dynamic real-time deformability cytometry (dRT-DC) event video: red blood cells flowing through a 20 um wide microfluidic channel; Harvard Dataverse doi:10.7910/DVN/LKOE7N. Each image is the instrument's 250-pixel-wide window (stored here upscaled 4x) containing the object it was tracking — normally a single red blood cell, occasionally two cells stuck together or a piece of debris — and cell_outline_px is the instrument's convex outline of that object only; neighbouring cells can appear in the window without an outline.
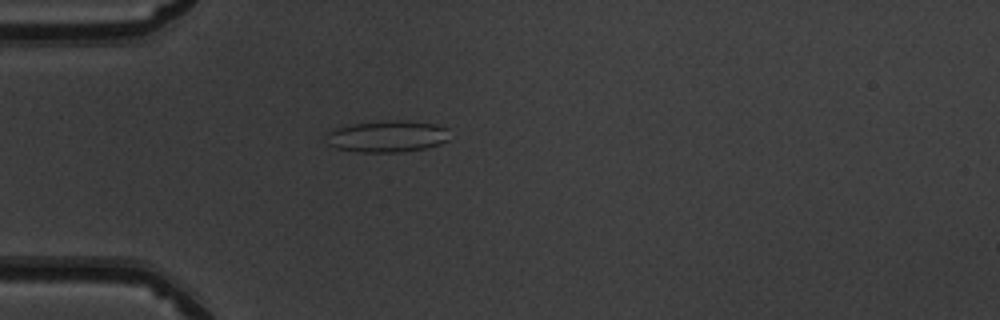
{"species": "common noctule bat (a hibernating species)", "species_latin": "Nyctalus noctula", "temperature_condition": "warm", "stored_images_in_passage": 51, "camera_frame_rate_fps": 3000, "um_per_image_px": 0.085, "animal": {"sex": "male", "body_mass_g": 19.5, "forearm_length_mm": 54.6}, "frame": {"image": 1, "passage_image": 15, "time_ms": 4.667, "image_size_px": [1000, 320], "cell_outline_px": [[448, 140], [440, 144], [424, 148], [400, 152], [360, 152], [336, 148], [328, 144], [328, 132], [336, 128], [352, 124], [380, 120], [408, 120], [436, 124], [448, 128]], "centroid_in_image_um": [32.95, 11.57], "position_along_channel_um": 52.1, "area_um2": 22.83}}
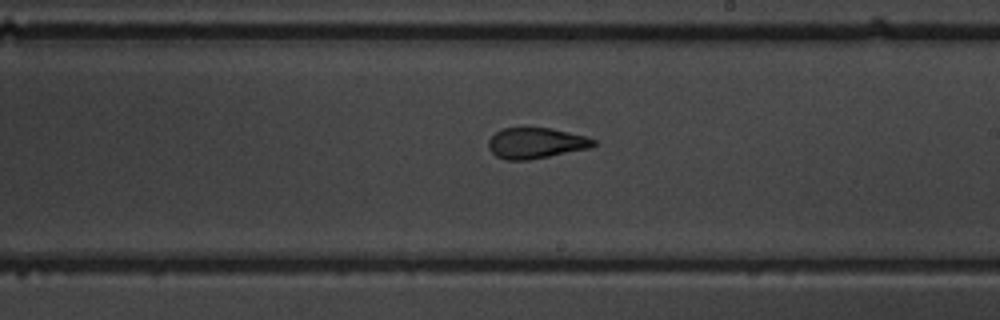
{"frame": {"image": 2, "passage_image": 30, "time_ms": 9.667, "image_size_px": [1000, 320], "cell_outline_px": [[596, 144], [588, 148], [528, 160], [504, 160], [496, 156], [488, 148], [488, 140], [496, 132], [504, 128], [552, 128], [584, 136], [596, 140]], "centroid_in_image_um": [45.51, 12.16], "position_along_channel_um": 243.5, "area_um2": 18.61}}
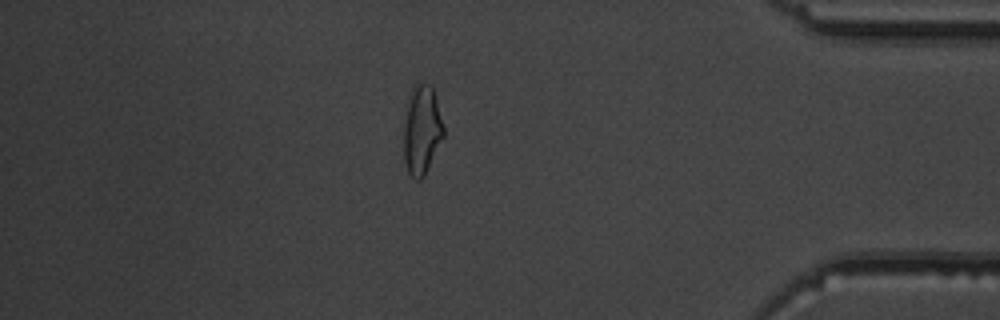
{"frame": {"image": 3, "passage_image": 44, "time_ms": 14.333, "image_size_px": [1000, 320], "cell_outline_px": [[444, 136], [424, 176], [420, 180], [416, 180], [408, 172], [404, 164], [404, 124], [412, 88], [420, 84], [428, 84], [432, 88], [436, 100], [444, 128]], "centroid_in_image_um": [35.85, 11.12], "position_along_channel_um": 399.3, "area_um2": 20.17}, "authors_computed_cell_mechanics": {"area_um2": 20.5768, "velocity_mm_per_s": 4.053, "shape_relaxation_time_tau1_ms": 6.0252, "shape_relaxation_time_tau2_ms": 1.5699, "deformation_change_tau1": 0.2316, "deformation_change_tau2": 0.0952}}